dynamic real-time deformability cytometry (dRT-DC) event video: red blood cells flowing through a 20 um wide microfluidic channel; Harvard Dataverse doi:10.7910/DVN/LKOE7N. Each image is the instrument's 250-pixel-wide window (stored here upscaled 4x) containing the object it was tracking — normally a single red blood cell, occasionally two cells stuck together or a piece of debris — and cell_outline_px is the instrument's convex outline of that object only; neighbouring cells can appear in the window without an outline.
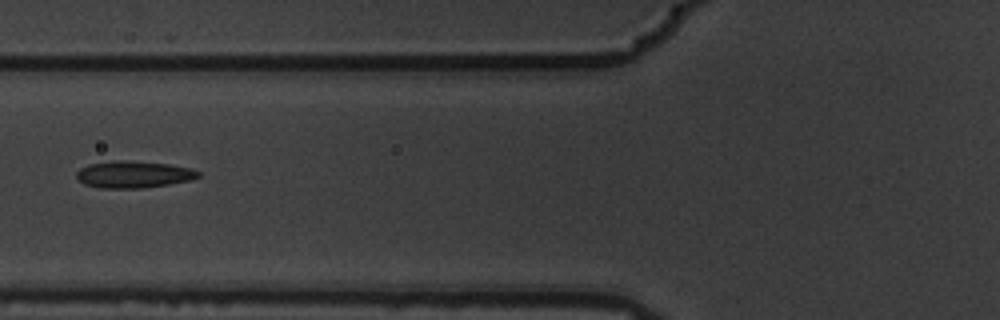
{"species": "common noctule bat (a hibernating species)", "species_latin": "Nyctalus noctula", "temperature_condition": "warm", "stored_images_in_passage": 6, "camera_frame_rate_fps": 3000, "um_per_image_px": 0.085, "animal": {"sex": "male", "body_mass_g": 19.5, "forearm_length_mm": 54.6}, "frame": {"image": 1, "passage_image": 4, "time_ms": 1.0, "image_size_px": [1000, 320], "cell_outline_px": [[200, 176], [188, 180], [168, 184], [140, 188], [100, 188], [84, 184], [76, 176], [76, 172], [80, 168], [88, 164], [112, 160], [128, 160], [168, 164], [192, 168], [200, 172]], "centroid_in_image_um": [11.32, 14.81], "position_along_channel_um": 114.5, "area_um2": 19.07}}
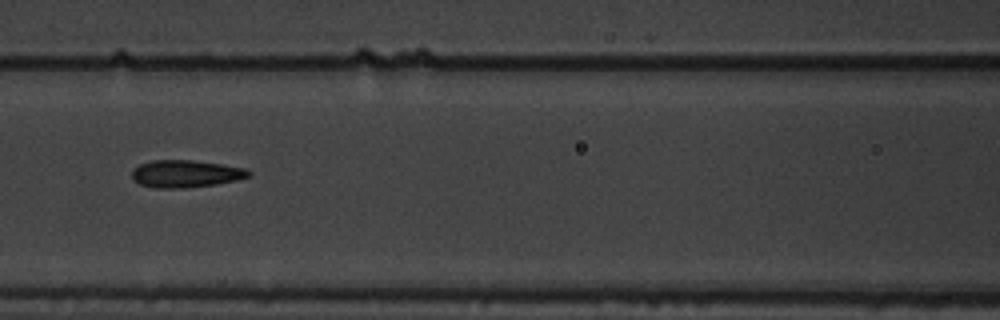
{"frame": {"image": 2, "passage_image": 5, "time_ms": 1.333, "image_size_px": [1000, 320], "cell_outline_px": [[252, 172], [248, 176], [236, 180], [216, 184], [184, 188], [152, 188], [140, 184], [132, 180], [132, 168], [140, 164], [152, 160], [192, 160], [220, 164], [244, 168]], "centroid_in_image_um": [15.72, 14.77], "position_along_channel_um": 150.9, "area_um2": 18.61}}
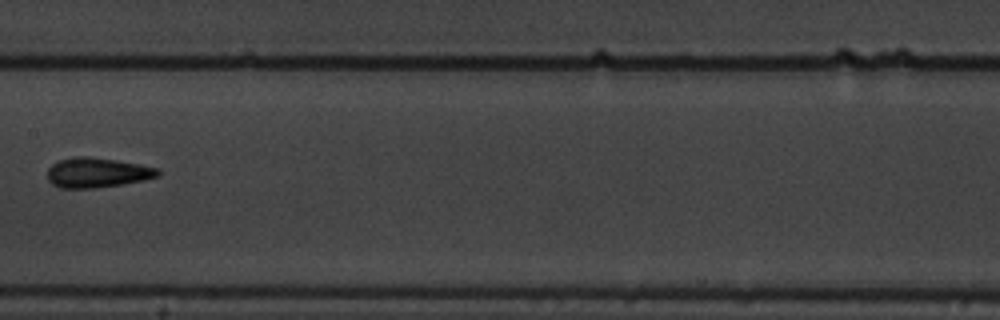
{"frame": {"image": 3, "passage_image": 6, "time_ms": 1.667, "image_size_px": [1000, 320], "cell_outline_px": [[160, 176], [144, 180], [120, 184], [92, 188], [60, 188], [52, 184], [48, 180], [48, 168], [52, 164], [60, 160], [76, 156], [88, 156], [116, 160], [140, 164], [160, 168]], "centroid_in_image_um": [8.28, 14.67], "position_along_channel_um": 199.1, "area_um2": 19.25}}